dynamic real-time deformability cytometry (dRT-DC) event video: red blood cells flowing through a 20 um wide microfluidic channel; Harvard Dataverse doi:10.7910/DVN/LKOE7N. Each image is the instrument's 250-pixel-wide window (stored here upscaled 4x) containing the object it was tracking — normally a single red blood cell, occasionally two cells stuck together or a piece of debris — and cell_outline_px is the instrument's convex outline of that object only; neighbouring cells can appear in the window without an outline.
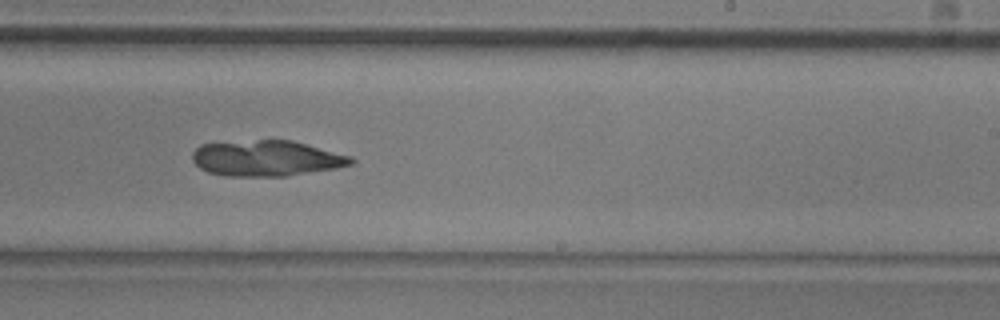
{"species": "common noctule bat (a hibernating species)", "species_latin": "Nyctalus noctula", "temperature_condition": "room temperature", "stored_images_in_passage": 50, "camera_frame_rate_fps": 3000, "um_per_image_px": 0.085, "animal": {"sex": "male", "body_mass_g": 20.5, "forearm_length_mm": 52.5}, "frame": {"image": 1, "passage_image": 30, "time_ms": 9.667, "image_size_px": [1000, 320], "cell_outline_px": [[356, 160], [352, 164], [336, 168], [288, 176], [224, 176], [208, 172], [200, 168], [192, 160], [192, 152], [200, 144], [260, 140], [292, 140], [352, 156]], "centroid_in_image_um": [22.66, 13.46], "position_along_channel_um": 266.3, "area_um2": 33.12}}
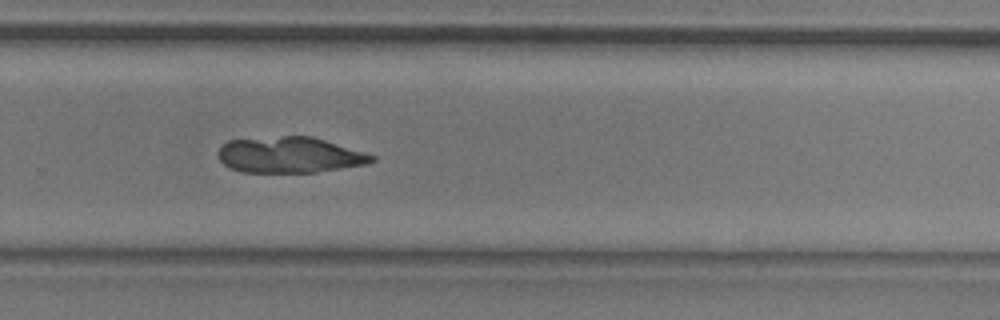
{"frame": {"image": 2, "passage_image": 33, "time_ms": 10.667, "image_size_px": [1000, 320], "cell_outline_px": [[376, 160], [368, 164], [316, 172], [240, 172], [228, 168], [220, 160], [216, 152], [228, 140], [284, 136], [312, 136], [376, 156]], "centroid_in_image_um": [24.6, 13.18], "position_along_channel_um": 305.2, "area_um2": 32.14}}
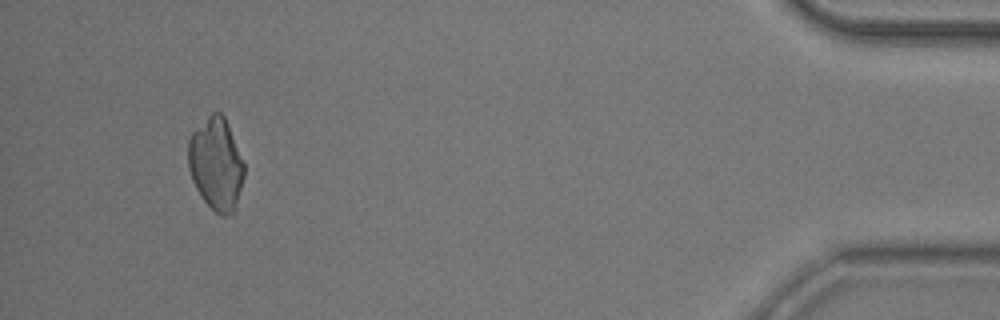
{"frame": {"image": 3, "passage_image": 47, "time_ms": 15.333, "image_size_px": [1000, 320], "cell_outline_px": [[244, 176], [232, 212], [224, 216], [220, 216], [204, 200], [196, 188], [192, 180], [188, 168], [188, 140], [192, 132], [212, 112], [220, 112], [224, 116], [244, 164]], "centroid_in_image_um": [18.33, 13.91], "position_along_channel_um": 416.9, "area_um2": 29.48}}